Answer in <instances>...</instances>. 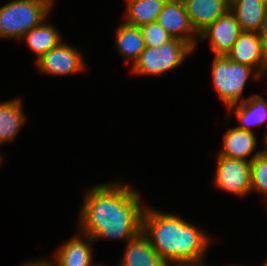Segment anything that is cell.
<instances>
[{"label": "cell", "instance_id": "obj_1", "mask_svg": "<svg viewBox=\"0 0 267 266\" xmlns=\"http://www.w3.org/2000/svg\"><path fill=\"white\" fill-rule=\"evenodd\" d=\"M128 183L98 184L85 192L79 212V232L98 239L124 240L127 243L141 232L146 204Z\"/></svg>", "mask_w": 267, "mask_h": 266}, {"label": "cell", "instance_id": "obj_2", "mask_svg": "<svg viewBox=\"0 0 267 266\" xmlns=\"http://www.w3.org/2000/svg\"><path fill=\"white\" fill-rule=\"evenodd\" d=\"M141 231L168 266L204 259L213 242L204 229L179 215L148 206L143 212Z\"/></svg>", "mask_w": 267, "mask_h": 266}, {"label": "cell", "instance_id": "obj_3", "mask_svg": "<svg viewBox=\"0 0 267 266\" xmlns=\"http://www.w3.org/2000/svg\"><path fill=\"white\" fill-rule=\"evenodd\" d=\"M54 0H11L0 7V38L20 40L48 19Z\"/></svg>", "mask_w": 267, "mask_h": 266}, {"label": "cell", "instance_id": "obj_4", "mask_svg": "<svg viewBox=\"0 0 267 266\" xmlns=\"http://www.w3.org/2000/svg\"><path fill=\"white\" fill-rule=\"evenodd\" d=\"M211 67L213 87L226 108L245 100L242 95L250 76L256 81L262 79L255 69L232 62L226 55H214Z\"/></svg>", "mask_w": 267, "mask_h": 266}, {"label": "cell", "instance_id": "obj_5", "mask_svg": "<svg viewBox=\"0 0 267 266\" xmlns=\"http://www.w3.org/2000/svg\"><path fill=\"white\" fill-rule=\"evenodd\" d=\"M194 49L185 41L172 38L158 47H145L138 60L131 66L130 73L143 75H161L178 67Z\"/></svg>", "mask_w": 267, "mask_h": 266}, {"label": "cell", "instance_id": "obj_6", "mask_svg": "<svg viewBox=\"0 0 267 266\" xmlns=\"http://www.w3.org/2000/svg\"><path fill=\"white\" fill-rule=\"evenodd\" d=\"M215 174L217 188L239 197L251 193V161L217 156Z\"/></svg>", "mask_w": 267, "mask_h": 266}, {"label": "cell", "instance_id": "obj_7", "mask_svg": "<svg viewBox=\"0 0 267 266\" xmlns=\"http://www.w3.org/2000/svg\"><path fill=\"white\" fill-rule=\"evenodd\" d=\"M36 65L39 72L51 76L71 75L86 68L83 53L63 40L36 60Z\"/></svg>", "mask_w": 267, "mask_h": 266}, {"label": "cell", "instance_id": "obj_8", "mask_svg": "<svg viewBox=\"0 0 267 266\" xmlns=\"http://www.w3.org/2000/svg\"><path fill=\"white\" fill-rule=\"evenodd\" d=\"M157 23L173 38L187 42L195 50L198 34L190 23L182 0H167L158 15Z\"/></svg>", "mask_w": 267, "mask_h": 266}, {"label": "cell", "instance_id": "obj_9", "mask_svg": "<svg viewBox=\"0 0 267 266\" xmlns=\"http://www.w3.org/2000/svg\"><path fill=\"white\" fill-rule=\"evenodd\" d=\"M237 19L229 10L198 34V40H209L214 55H226L241 34Z\"/></svg>", "mask_w": 267, "mask_h": 266}, {"label": "cell", "instance_id": "obj_10", "mask_svg": "<svg viewBox=\"0 0 267 266\" xmlns=\"http://www.w3.org/2000/svg\"><path fill=\"white\" fill-rule=\"evenodd\" d=\"M226 56L255 69L262 77L267 74V55L257 32L242 31Z\"/></svg>", "mask_w": 267, "mask_h": 266}, {"label": "cell", "instance_id": "obj_11", "mask_svg": "<svg viewBox=\"0 0 267 266\" xmlns=\"http://www.w3.org/2000/svg\"><path fill=\"white\" fill-rule=\"evenodd\" d=\"M92 243L89 235L79 232L56 250L52 261L56 266H102L93 262Z\"/></svg>", "mask_w": 267, "mask_h": 266}, {"label": "cell", "instance_id": "obj_12", "mask_svg": "<svg viewBox=\"0 0 267 266\" xmlns=\"http://www.w3.org/2000/svg\"><path fill=\"white\" fill-rule=\"evenodd\" d=\"M197 34L230 10V0H182Z\"/></svg>", "mask_w": 267, "mask_h": 266}, {"label": "cell", "instance_id": "obj_13", "mask_svg": "<svg viewBox=\"0 0 267 266\" xmlns=\"http://www.w3.org/2000/svg\"><path fill=\"white\" fill-rule=\"evenodd\" d=\"M118 266H168L142 231L129 240Z\"/></svg>", "mask_w": 267, "mask_h": 266}, {"label": "cell", "instance_id": "obj_14", "mask_svg": "<svg viewBox=\"0 0 267 266\" xmlns=\"http://www.w3.org/2000/svg\"><path fill=\"white\" fill-rule=\"evenodd\" d=\"M223 136V149L220 150L217 156L251 161L264 150L256 151L252 155L257 146L256 136L253 131L250 132L234 127L227 130ZM250 155L252 156L248 159Z\"/></svg>", "mask_w": 267, "mask_h": 266}, {"label": "cell", "instance_id": "obj_15", "mask_svg": "<svg viewBox=\"0 0 267 266\" xmlns=\"http://www.w3.org/2000/svg\"><path fill=\"white\" fill-rule=\"evenodd\" d=\"M230 110L240 122L236 127L241 130L252 132V127L263 125L267 122V101L260 95H251L243 102L228 106Z\"/></svg>", "mask_w": 267, "mask_h": 266}, {"label": "cell", "instance_id": "obj_16", "mask_svg": "<svg viewBox=\"0 0 267 266\" xmlns=\"http://www.w3.org/2000/svg\"><path fill=\"white\" fill-rule=\"evenodd\" d=\"M21 99L15 98L0 103V145L13 141L27 121Z\"/></svg>", "mask_w": 267, "mask_h": 266}, {"label": "cell", "instance_id": "obj_17", "mask_svg": "<svg viewBox=\"0 0 267 266\" xmlns=\"http://www.w3.org/2000/svg\"><path fill=\"white\" fill-rule=\"evenodd\" d=\"M230 11L234 14L242 31L258 33L267 7L263 0H230Z\"/></svg>", "mask_w": 267, "mask_h": 266}, {"label": "cell", "instance_id": "obj_18", "mask_svg": "<svg viewBox=\"0 0 267 266\" xmlns=\"http://www.w3.org/2000/svg\"><path fill=\"white\" fill-rule=\"evenodd\" d=\"M114 40L118 53L126 62H131L132 66L146 47L140 27L127 24L124 21L117 26Z\"/></svg>", "mask_w": 267, "mask_h": 266}, {"label": "cell", "instance_id": "obj_19", "mask_svg": "<svg viewBox=\"0 0 267 266\" xmlns=\"http://www.w3.org/2000/svg\"><path fill=\"white\" fill-rule=\"evenodd\" d=\"M46 20L25 33L21 39L25 41L30 51L35 53L37 60L62 41L60 32Z\"/></svg>", "mask_w": 267, "mask_h": 266}, {"label": "cell", "instance_id": "obj_20", "mask_svg": "<svg viewBox=\"0 0 267 266\" xmlns=\"http://www.w3.org/2000/svg\"><path fill=\"white\" fill-rule=\"evenodd\" d=\"M167 0H126L124 22L141 27L156 22Z\"/></svg>", "mask_w": 267, "mask_h": 266}, {"label": "cell", "instance_id": "obj_21", "mask_svg": "<svg viewBox=\"0 0 267 266\" xmlns=\"http://www.w3.org/2000/svg\"><path fill=\"white\" fill-rule=\"evenodd\" d=\"M261 192L267 199V150L251 160V193Z\"/></svg>", "mask_w": 267, "mask_h": 266}, {"label": "cell", "instance_id": "obj_22", "mask_svg": "<svg viewBox=\"0 0 267 266\" xmlns=\"http://www.w3.org/2000/svg\"><path fill=\"white\" fill-rule=\"evenodd\" d=\"M140 30L146 47H158L173 38L157 21L141 26Z\"/></svg>", "mask_w": 267, "mask_h": 266}, {"label": "cell", "instance_id": "obj_23", "mask_svg": "<svg viewBox=\"0 0 267 266\" xmlns=\"http://www.w3.org/2000/svg\"><path fill=\"white\" fill-rule=\"evenodd\" d=\"M260 40L262 41V45L265 51V54L267 55V12L265 15V18L261 24V28L258 32Z\"/></svg>", "mask_w": 267, "mask_h": 266}, {"label": "cell", "instance_id": "obj_24", "mask_svg": "<svg viewBox=\"0 0 267 266\" xmlns=\"http://www.w3.org/2000/svg\"><path fill=\"white\" fill-rule=\"evenodd\" d=\"M20 266H56L55 264H54V262L53 261H49V260H47V259H40V260H35V261H32L31 260V262H26L25 261V263H22Z\"/></svg>", "mask_w": 267, "mask_h": 266}, {"label": "cell", "instance_id": "obj_25", "mask_svg": "<svg viewBox=\"0 0 267 266\" xmlns=\"http://www.w3.org/2000/svg\"><path fill=\"white\" fill-rule=\"evenodd\" d=\"M204 262L206 261L204 259H201L198 261L181 262L174 264L172 266H206ZM228 266H234V265H228Z\"/></svg>", "mask_w": 267, "mask_h": 266}, {"label": "cell", "instance_id": "obj_26", "mask_svg": "<svg viewBox=\"0 0 267 266\" xmlns=\"http://www.w3.org/2000/svg\"><path fill=\"white\" fill-rule=\"evenodd\" d=\"M264 144H265V148L264 150H267V130H266V133H265V136H264Z\"/></svg>", "mask_w": 267, "mask_h": 266}, {"label": "cell", "instance_id": "obj_27", "mask_svg": "<svg viewBox=\"0 0 267 266\" xmlns=\"http://www.w3.org/2000/svg\"><path fill=\"white\" fill-rule=\"evenodd\" d=\"M262 266H267V259L264 261Z\"/></svg>", "mask_w": 267, "mask_h": 266}, {"label": "cell", "instance_id": "obj_28", "mask_svg": "<svg viewBox=\"0 0 267 266\" xmlns=\"http://www.w3.org/2000/svg\"><path fill=\"white\" fill-rule=\"evenodd\" d=\"M263 1H264L265 5H266V7H267V0H263Z\"/></svg>", "mask_w": 267, "mask_h": 266}, {"label": "cell", "instance_id": "obj_29", "mask_svg": "<svg viewBox=\"0 0 267 266\" xmlns=\"http://www.w3.org/2000/svg\"><path fill=\"white\" fill-rule=\"evenodd\" d=\"M1 161H2V155L0 154V164H1Z\"/></svg>", "mask_w": 267, "mask_h": 266}]
</instances>
